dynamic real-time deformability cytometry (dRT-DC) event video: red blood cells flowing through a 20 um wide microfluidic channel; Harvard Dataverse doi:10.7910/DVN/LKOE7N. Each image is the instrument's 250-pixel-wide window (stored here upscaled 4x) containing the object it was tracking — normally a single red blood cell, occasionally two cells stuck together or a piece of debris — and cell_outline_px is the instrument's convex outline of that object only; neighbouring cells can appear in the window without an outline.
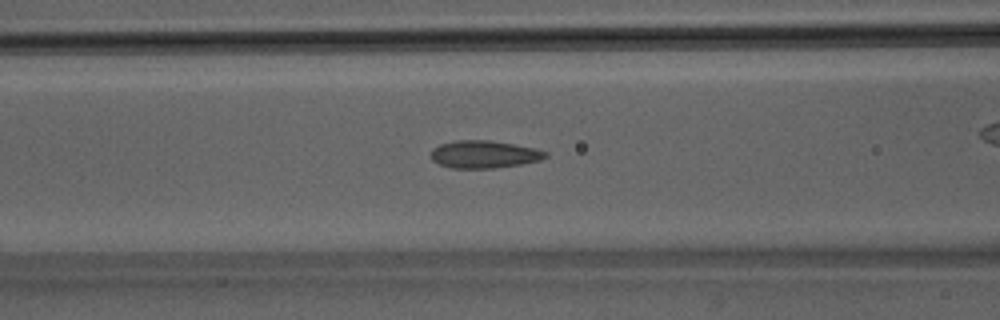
{"species": "Egyptian fruit bat (a non-hibernating species)", "species_latin": "Rousettus aegyptiacus", "temperature_condition": "room temperature", "stored_images_in_passage": 34, "camera_frame_rate_fps": 3000, "um_per_image_px": 0.085, "animal": {"sex": "male"}, "frame": {"image": 1, "passage_image": 6, "time_ms": 1.667, "image_size_px": [1000, 320], "cell_outline_px": [[548, 156], [540, 160], [520, 164], [496, 168], [452, 168], [440, 164], [432, 160], [432, 148], [440, 144], [456, 140], [492, 140], [536, 148], [548, 152]], "centroid_in_image_um": [41.17, 13.11], "position_along_channel_um": 125.4, "area_um2": 18.44}, "authors_computed_cell_mechanics": {"area_um2": 17.6001, "velocity_mm_per_s": 4.1373, "shape_relaxation_time_tau1_ms": 10.123, "shape_relaxation_time_tau2_ms": 1.3275, "deformation_change_tau1": 0.225, "deformation_change_tau2": 0.0747}}